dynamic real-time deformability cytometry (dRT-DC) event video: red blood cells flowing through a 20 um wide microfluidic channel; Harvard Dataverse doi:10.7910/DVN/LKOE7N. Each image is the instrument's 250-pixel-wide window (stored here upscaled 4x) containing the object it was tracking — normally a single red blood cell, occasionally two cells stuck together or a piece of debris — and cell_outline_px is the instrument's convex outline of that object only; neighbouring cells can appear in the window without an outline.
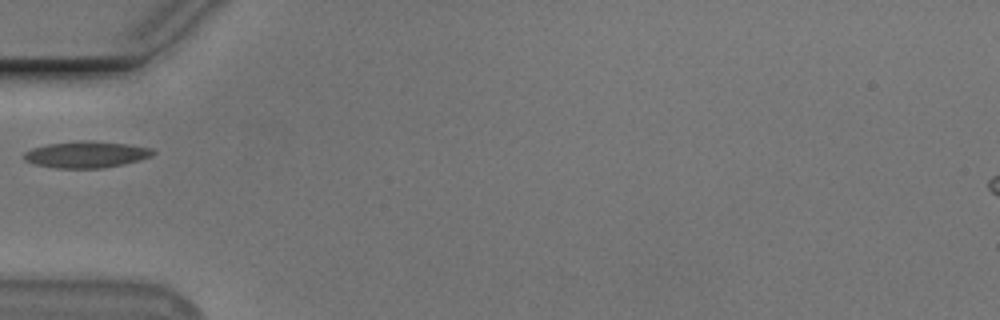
{"species": "Egyptian fruit bat (a non-hibernating species)", "species_latin": "Rousettus aegyptiacus", "temperature_condition": "cold", "stored_images_in_passage": 30, "camera_frame_rate_fps": 3000, "um_per_image_px": 0.085, "animal": {"sex": "male"}, "frame": {"image": 1, "passage_image": 1, "time_ms": 0.0, "image_size_px": [1000, 320], "cell_outline_px": [[156, 152], [152, 156], [140, 160], [124, 164], [100, 168], [56, 168], [36, 164], [24, 160], [24, 152], [32, 148], [48, 144], [80, 140], [92, 140], [128, 144], [152, 148]], "centroid_in_image_um": [7.36, 13.12], "position_along_channel_um": 77.6, "area_um2": 20.0}}
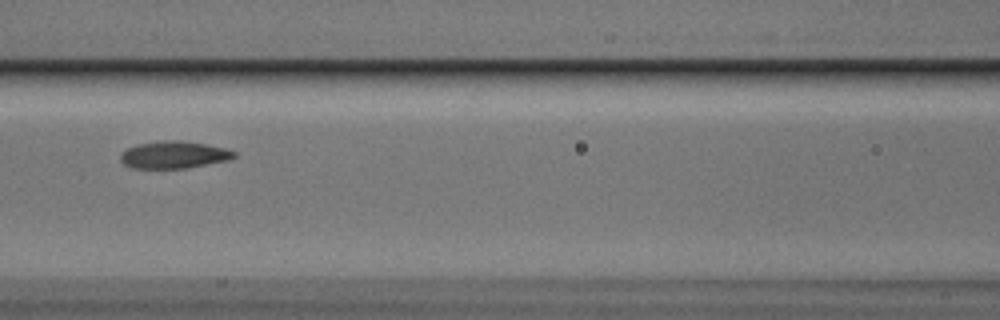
{"frame": {"image": 2, "passage_image": 7, "time_ms": 2.0, "image_size_px": [1000, 320], "cell_outline_px": [[236, 156], [228, 160], [184, 168], [132, 168], [124, 164], [120, 160], [120, 152], [128, 148], [140, 144], [164, 140], [180, 140], [208, 144], [224, 148], [236, 152]], "centroid_in_image_um": [14.77, 13.15], "position_along_channel_um": 151.8, "area_um2": 17.92}}
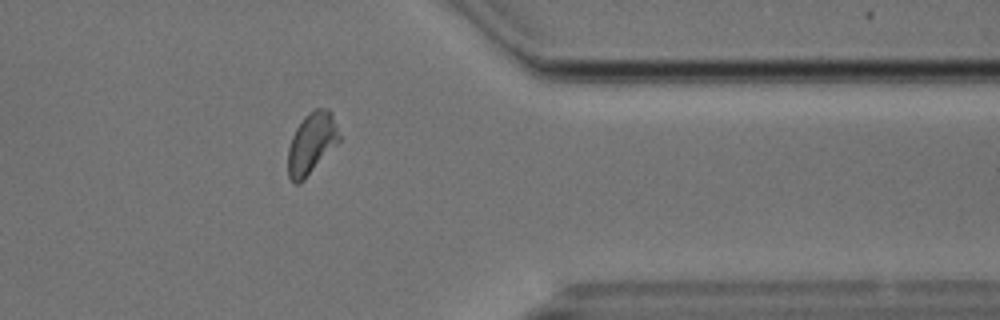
{"frame": {"image": 3, "passage_image": 27, "time_ms": 8.667, "image_size_px": [1000, 320], "cell_outline_px": [[340, 140], [304, 180], [300, 184], [292, 184], [288, 176], [288, 148], [292, 136], [296, 128], [304, 116], [308, 112], [316, 108], [328, 108], [332, 112], [340, 136]], "centroid_in_image_um": [26.47, 12.18], "position_along_channel_um": 384.9, "area_um2": 18.38}}